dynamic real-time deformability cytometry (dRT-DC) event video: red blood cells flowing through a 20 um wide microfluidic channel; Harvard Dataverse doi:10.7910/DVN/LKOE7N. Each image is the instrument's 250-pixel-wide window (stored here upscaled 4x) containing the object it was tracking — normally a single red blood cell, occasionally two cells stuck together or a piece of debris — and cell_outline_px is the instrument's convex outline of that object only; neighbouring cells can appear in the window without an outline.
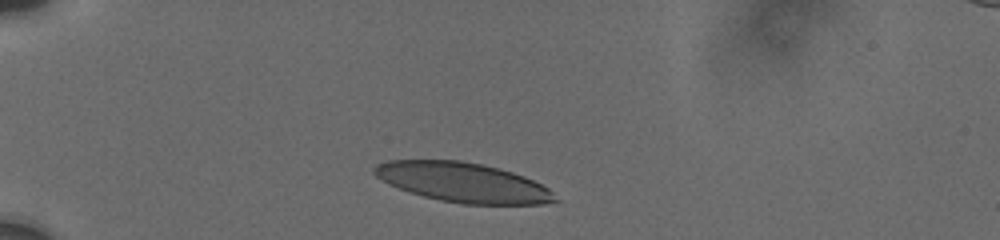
{"species": "human", "species_latin": "Homo sapiens", "temperature_condition": "cold", "stored_images_in_passage": 9, "camera_frame_rate_fps": 3000, "um_per_image_px": 0.085, "donor": {"sex": "male"}, "frame": {"image": 1, "passage_image": 3, "time_ms": 1.333, "image_size_px": [1000, 240], "cell_outline_px": [[560, 200], [540, 204], [464, 204], [440, 200], [424, 196], [388, 184], [376, 176], [372, 172], [372, 168], [376, 164], [388, 160], [460, 160], [480, 164], [512, 172], [524, 176], [548, 188]], "centroid_in_image_um": [39.33, 15.5], "position_along_channel_um": 45.7, "area_um2": 41.38}}
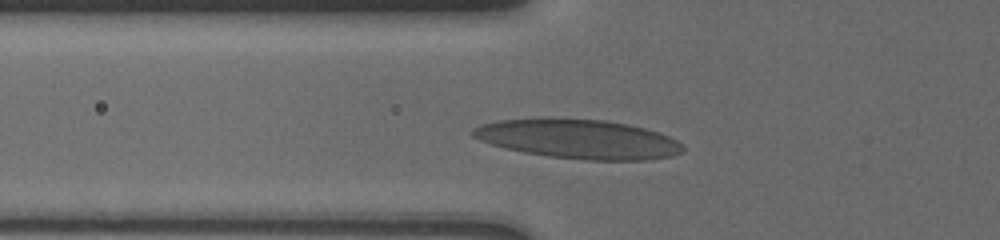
{"frame": {"image": 2, "passage_image": 6, "time_ms": 3.333, "image_size_px": [1000, 240], "cell_outline_px": [[684, 152], [672, 156], [644, 160], [584, 160], [548, 156], [524, 152], [504, 148], [480, 140], [472, 136], [472, 128], [480, 124], [500, 120], [540, 116], [548, 116], [604, 120], [628, 124], [644, 128], [668, 136], [676, 140], [684, 148]], "centroid_in_image_um": [49.11, 11.79], "position_along_channel_um": 76.7, "area_um2": 48.73}}
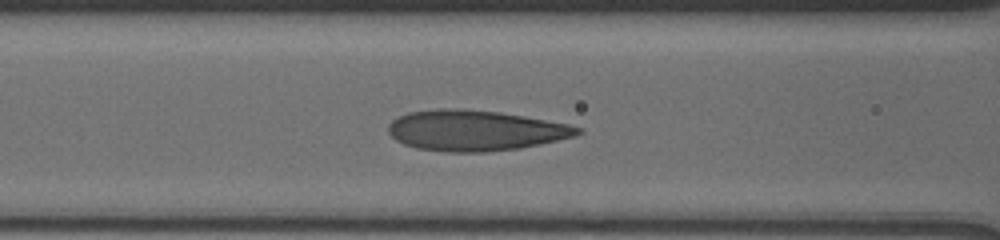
{"frame": {"image": 3, "passage_image": 8, "time_ms": 4.667, "image_size_px": [1000, 240], "cell_outline_px": [[584, 132], [576, 136], [540, 144], [520, 148], [484, 152], [448, 152], [416, 148], [404, 144], [396, 140], [388, 132], [388, 124], [392, 120], [408, 112], [440, 108], [448, 108], [500, 112], [524, 116], [568, 124], [580, 128]], "centroid_in_image_um": [40.38, 11.09], "position_along_channel_um": 126.2, "area_um2": 44.68}}